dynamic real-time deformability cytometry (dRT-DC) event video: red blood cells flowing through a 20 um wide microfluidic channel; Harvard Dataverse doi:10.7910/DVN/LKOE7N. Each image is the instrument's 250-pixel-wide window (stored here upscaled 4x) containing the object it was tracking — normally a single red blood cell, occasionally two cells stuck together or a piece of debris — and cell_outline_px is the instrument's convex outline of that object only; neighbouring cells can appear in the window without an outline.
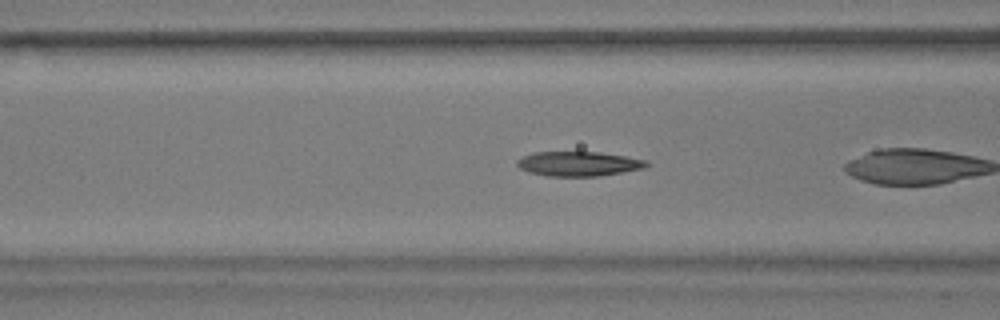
{"species": "common noctule bat (a hibernating species)", "species_latin": "Nyctalus noctula", "temperature_condition": "warm", "stored_images_in_passage": 27, "camera_frame_rate_fps": 3000, "um_per_image_px": 0.085, "animal": {"sex": "male", "body_mass_g": 17.9}, "frame": {"image": 1, "passage_image": 5, "time_ms": 1.333, "image_size_px": [1000, 320], "cell_outline_px": [[652, 164], [644, 168], [600, 176], [548, 176], [528, 172], [520, 168], [516, 164], [516, 160], [524, 156], [536, 152], [600, 152], [648, 160]], "centroid_in_image_um": [49.21, 13.92], "position_along_channel_um": 117.4, "area_um2": 18.61}}